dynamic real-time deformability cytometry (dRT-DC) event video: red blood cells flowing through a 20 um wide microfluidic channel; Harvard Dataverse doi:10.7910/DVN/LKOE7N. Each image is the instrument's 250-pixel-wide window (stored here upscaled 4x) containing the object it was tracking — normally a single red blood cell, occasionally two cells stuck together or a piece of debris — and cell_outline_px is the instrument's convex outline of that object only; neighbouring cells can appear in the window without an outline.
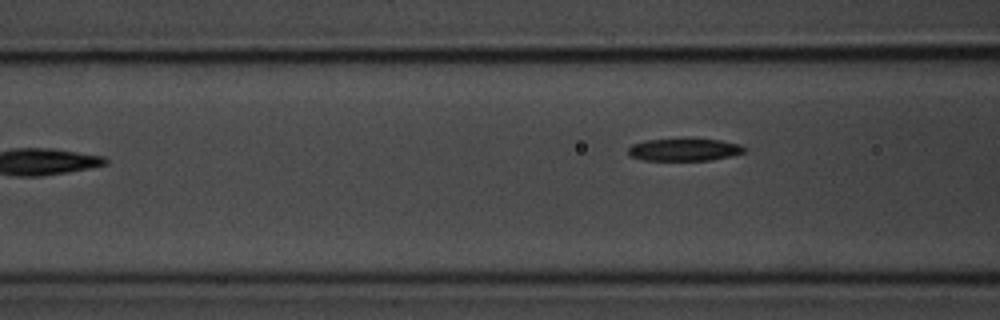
{"species": "common noctule bat (a hibernating species)", "species_latin": "Nyctalus noctula", "temperature_condition": "room temperature", "stored_images_in_passage": 7, "camera_frame_rate_fps": 3000, "um_per_image_px": 0.085, "animal": {"sex": "male", "body_mass_g": 20.1, "forearm_length_mm": 53.5}, "frame": {"image": 1, "passage_image": 7, "time_ms": 8.0, "image_size_px": [1000, 320], "cell_outline_px": [[748, 152], [732, 156], [712, 160], [644, 160], [628, 156], [628, 148], [632, 144], [644, 140], [720, 140], [740, 144]], "centroid_in_image_um": [58.17, 12.74], "position_along_channel_um": 108.4, "area_um2": 15.03}}